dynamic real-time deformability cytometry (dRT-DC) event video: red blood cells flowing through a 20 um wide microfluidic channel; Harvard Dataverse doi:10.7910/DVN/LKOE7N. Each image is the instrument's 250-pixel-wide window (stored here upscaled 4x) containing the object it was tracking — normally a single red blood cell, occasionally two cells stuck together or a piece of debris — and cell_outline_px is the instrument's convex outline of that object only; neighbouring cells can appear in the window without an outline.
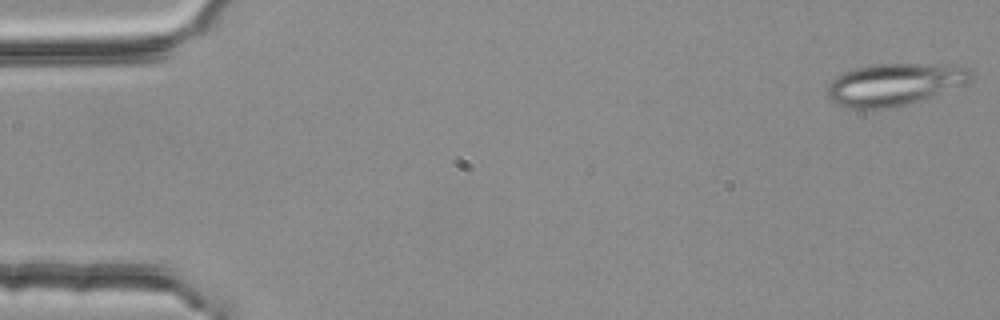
{"species": "common noctule bat (a hibernating species)", "species_latin": "Nyctalus noctula", "temperature_condition": "room temperature", "stored_images_in_passage": 54, "camera_frame_rate_fps": 3000, "um_per_image_px": 0.085, "animal": {"sex": "female", "body_mass_g": 25.1}, "frame": {"image": 1, "passage_image": 1, "time_ms": 0.0, "image_size_px": [1000, 320], "cell_outline_px": [[976, 76], [972, 80], [964, 84], [912, 104], [888, 108], [848, 108], [832, 104], [828, 96], [828, 84], [836, 76], [844, 72], [856, 68], [872, 64], [964, 64]], "centroid_in_image_um": [76.07, 7.16], "position_along_channel_um": 8.9, "area_um2": 35.84}}
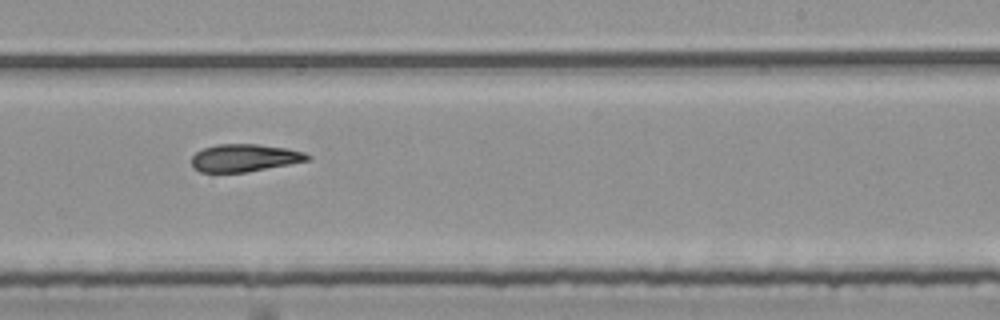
{"frame": {"image": 2, "passage_image": 33, "time_ms": 10.667, "image_size_px": [1000, 320], "cell_outline_px": [[312, 160], [248, 172], [200, 172], [192, 168], [192, 156], [196, 152], [204, 148], [216, 144], [256, 144], [288, 148], [304, 152], [312, 156]], "centroid_in_image_um": [20.82, 13.42], "position_along_channel_um": 268.2, "area_um2": 18.84}}
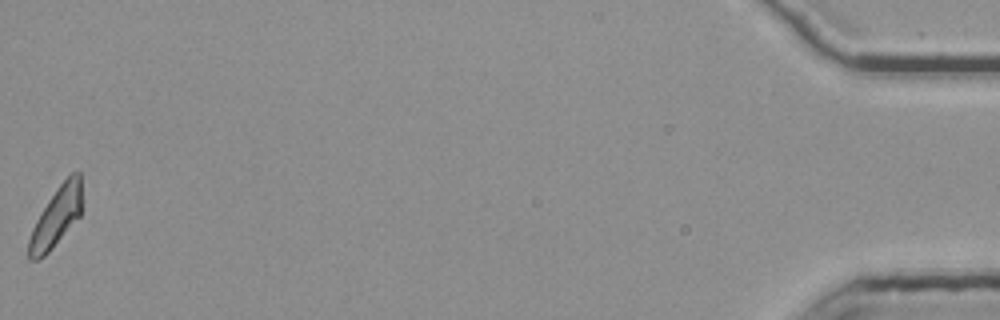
{"frame": {"image": 3, "passage_image": 54, "time_ms": 17.667, "image_size_px": [1000, 320], "cell_outline_px": [[80, 216], [52, 248], [40, 260], [28, 260], [28, 240], [32, 228], [36, 220], [48, 200], [56, 188], [72, 172], [80, 172]], "centroid_in_image_um": [4.73, 18.48], "position_along_channel_um": 430.5, "area_um2": 18.09}, "authors_computed_cell_mechanics": {"area_um2": 19.5364, "velocity_mm_per_s": 3.7726, "shape_relaxation_time_tau1_ms": null, "shape_relaxation_time_tau2_ms": 10.3194, "deformation_change_tau1": null, "deformation_change_tau2": 0.2356}}